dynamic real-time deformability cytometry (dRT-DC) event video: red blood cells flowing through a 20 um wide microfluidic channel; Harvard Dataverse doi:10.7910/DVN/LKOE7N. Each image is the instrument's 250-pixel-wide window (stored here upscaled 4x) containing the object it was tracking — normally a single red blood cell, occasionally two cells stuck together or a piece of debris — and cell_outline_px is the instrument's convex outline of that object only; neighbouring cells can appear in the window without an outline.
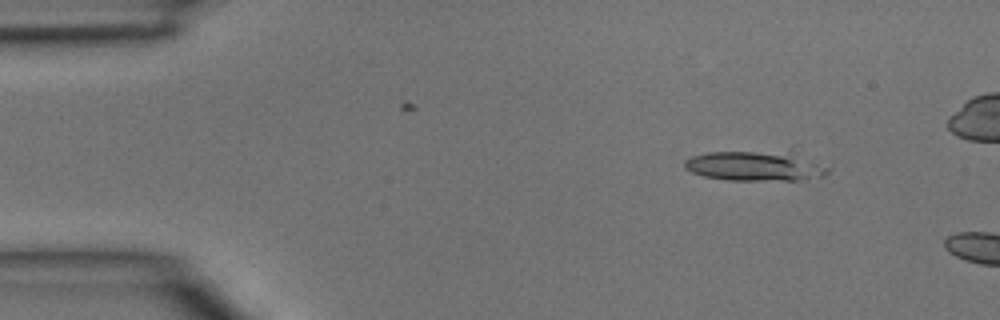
{"species": "common noctule bat (a hibernating species)", "species_latin": "Nyctalus noctula", "temperature_condition": "room temperature", "stored_images_in_passage": 4, "segment_of_instrument_passage": [2, 2], "camera_frame_rate_fps": 3000, "um_per_image_px": 0.085, "animal": {"sex": "male", "body_mass_g": 15.6}, "frame": {"image": 1, "passage_image": 4, "time_ms": 1.0, "image_size_px": [1000, 320], "cell_outline_px": [[832, 168], [824, 176], [796, 180], [728, 180], [704, 176], [692, 172], [684, 168], [684, 160], [692, 156], [708, 152], [792, 144], [832, 160]], "centroid_in_image_um": [64.63, 13.93], "position_along_channel_um": 20.4, "area_um2": 29.48}}